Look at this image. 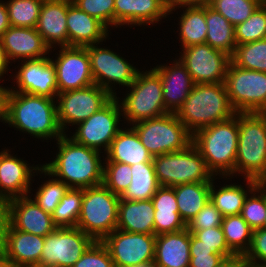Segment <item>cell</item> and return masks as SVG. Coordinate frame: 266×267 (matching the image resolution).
<instances>
[{
  "label": "cell",
  "mask_w": 266,
  "mask_h": 267,
  "mask_svg": "<svg viewBox=\"0 0 266 267\" xmlns=\"http://www.w3.org/2000/svg\"><path fill=\"white\" fill-rule=\"evenodd\" d=\"M58 145L56 159L43 165L39 171L61 177L64 180H58L69 188L85 189L103 184L104 166L98 150L79 144L65 134L58 139Z\"/></svg>",
  "instance_id": "6da1fadb"
},
{
  "label": "cell",
  "mask_w": 266,
  "mask_h": 267,
  "mask_svg": "<svg viewBox=\"0 0 266 267\" xmlns=\"http://www.w3.org/2000/svg\"><path fill=\"white\" fill-rule=\"evenodd\" d=\"M52 98L33 94L12 92L4 94V120L35 137L56 140L64 134L57 119V106Z\"/></svg>",
  "instance_id": "7a4b0ae2"
},
{
  "label": "cell",
  "mask_w": 266,
  "mask_h": 267,
  "mask_svg": "<svg viewBox=\"0 0 266 267\" xmlns=\"http://www.w3.org/2000/svg\"><path fill=\"white\" fill-rule=\"evenodd\" d=\"M175 114L192 134L201 128L237 116L224 83L194 84Z\"/></svg>",
  "instance_id": "3957f363"
},
{
  "label": "cell",
  "mask_w": 266,
  "mask_h": 267,
  "mask_svg": "<svg viewBox=\"0 0 266 267\" xmlns=\"http://www.w3.org/2000/svg\"><path fill=\"white\" fill-rule=\"evenodd\" d=\"M235 117L201 128L193 134L192 143L205 159L212 174L235 173L239 134L238 118Z\"/></svg>",
  "instance_id": "277c9868"
},
{
  "label": "cell",
  "mask_w": 266,
  "mask_h": 267,
  "mask_svg": "<svg viewBox=\"0 0 266 267\" xmlns=\"http://www.w3.org/2000/svg\"><path fill=\"white\" fill-rule=\"evenodd\" d=\"M238 145L235 173L245 172L250 179L260 181L266 175V115L237 113Z\"/></svg>",
  "instance_id": "5b68a950"
},
{
  "label": "cell",
  "mask_w": 266,
  "mask_h": 267,
  "mask_svg": "<svg viewBox=\"0 0 266 267\" xmlns=\"http://www.w3.org/2000/svg\"><path fill=\"white\" fill-rule=\"evenodd\" d=\"M120 196L104 184L83 189L77 226L95 241H102L117 228Z\"/></svg>",
  "instance_id": "8992f818"
},
{
  "label": "cell",
  "mask_w": 266,
  "mask_h": 267,
  "mask_svg": "<svg viewBox=\"0 0 266 267\" xmlns=\"http://www.w3.org/2000/svg\"><path fill=\"white\" fill-rule=\"evenodd\" d=\"M153 164L160 186L213 181L214 174L207 168L205 159L193 143L181 151L153 157Z\"/></svg>",
  "instance_id": "52a82bcc"
},
{
  "label": "cell",
  "mask_w": 266,
  "mask_h": 267,
  "mask_svg": "<svg viewBox=\"0 0 266 267\" xmlns=\"http://www.w3.org/2000/svg\"><path fill=\"white\" fill-rule=\"evenodd\" d=\"M137 123L135 126L133 124V128L152 157L181 151L192 144L193 134L175 113H167Z\"/></svg>",
  "instance_id": "ba28073f"
},
{
  "label": "cell",
  "mask_w": 266,
  "mask_h": 267,
  "mask_svg": "<svg viewBox=\"0 0 266 267\" xmlns=\"http://www.w3.org/2000/svg\"><path fill=\"white\" fill-rule=\"evenodd\" d=\"M224 84L237 113L266 111V72L242 69L230 62Z\"/></svg>",
  "instance_id": "9c48e42d"
},
{
  "label": "cell",
  "mask_w": 266,
  "mask_h": 267,
  "mask_svg": "<svg viewBox=\"0 0 266 267\" xmlns=\"http://www.w3.org/2000/svg\"><path fill=\"white\" fill-rule=\"evenodd\" d=\"M129 87L132 90L121 104L129 121L137 123L170 113L165 108L160 75L154 69L145 74L139 71Z\"/></svg>",
  "instance_id": "30bf717a"
},
{
  "label": "cell",
  "mask_w": 266,
  "mask_h": 267,
  "mask_svg": "<svg viewBox=\"0 0 266 267\" xmlns=\"http://www.w3.org/2000/svg\"><path fill=\"white\" fill-rule=\"evenodd\" d=\"M95 240L78 227H61L44 237L39 266L73 267Z\"/></svg>",
  "instance_id": "8fae6325"
},
{
  "label": "cell",
  "mask_w": 266,
  "mask_h": 267,
  "mask_svg": "<svg viewBox=\"0 0 266 267\" xmlns=\"http://www.w3.org/2000/svg\"><path fill=\"white\" fill-rule=\"evenodd\" d=\"M156 235L115 229L101 242L107 247L115 267H133L154 261Z\"/></svg>",
  "instance_id": "7c38bea8"
},
{
  "label": "cell",
  "mask_w": 266,
  "mask_h": 267,
  "mask_svg": "<svg viewBox=\"0 0 266 267\" xmlns=\"http://www.w3.org/2000/svg\"><path fill=\"white\" fill-rule=\"evenodd\" d=\"M57 119L64 133L66 123L79 124L103 107L113 96L95 83L58 93Z\"/></svg>",
  "instance_id": "4fadbf2b"
},
{
  "label": "cell",
  "mask_w": 266,
  "mask_h": 267,
  "mask_svg": "<svg viewBox=\"0 0 266 267\" xmlns=\"http://www.w3.org/2000/svg\"><path fill=\"white\" fill-rule=\"evenodd\" d=\"M117 100V97L113 96L96 113L77 124L78 130L71 138L79 144L98 151L102 146L107 152L113 139L121 130L118 128L121 105Z\"/></svg>",
  "instance_id": "5bb4252c"
},
{
  "label": "cell",
  "mask_w": 266,
  "mask_h": 267,
  "mask_svg": "<svg viewBox=\"0 0 266 267\" xmlns=\"http://www.w3.org/2000/svg\"><path fill=\"white\" fill-rule=\"evenodd\" d=\"M183 49L180 61L194 84L224 83L231 56L206 43Z\"/></svg>",
  "instance_id": "9a60e30c"
},
{
  "label": "cell",
  "mask_w": 266,
  "mask_h": 267,
  "mask_svg": "<svg viewBox=\"0 0 266 267\" xmlns=\"http://www.w3.org/2000/svg\"><path fill=\"white\" fill-rule=\"evenodd\" d=\"M86 49L90 58L94 83L112 96H115V93L109 85L111 81L129 87L136 79L139 71L113 51L94 45L86 46Z\"/></svg>",
  "instance_id": "2e32d148"
},
{
  "label": "cell",
  "mask_w": 266,
  "mask_h": 267,
  "mask_svg": "<svg viewBox=\"0 0 266 267\" xmlns=\"http://www.w3.org/2000/svg\"><path fill=\"white\" fill-rule=\"evenodd\" d=\"M61 52L54 62L58 93L78 90L94 84L90 58L86 47H60Z\"/></svg>",
  "instance_id": "e0dca14e"
},
{
  "label": "cell",
  "mask_w": 266,
  "mask_h": 267,
  "mask_svg": "<svg viewBox=\"0 0 266 267\" xmlns=\"http://www.w3.org/2000/svg\"><path fill=\"white\" fill-rule=\"evenodd\" d=\"M5 208L9 224L16 230L45 237L58 228L52 215L46 213L27 195L6 201Z\"/></svg>",
  "instance_id": "ac0fdd59"
},
{
  "label": "cell",
  "mask_w": 266,
  "mask_h": 267,
  "mask_svg": "<svg viewBox=\"0 0 266 267\" xmlns=\"http://www.w3.org/2000/svg\"><path fill=\"white\" fill-rule=\"evenodd\" d=\"M15 77L20 91L12 92L52 99L58 94L56 68L50 58L26 60Z\"/></svg>",
  "instance_id": "d6986e66"
},
{
  "label": "cell",
  "mask_w": 266,
  "mask_h": 267,
  "mask_svg": "<svg viewBox=\"0 0 266 267\" xmlns=\"http://www.w3.org/2000/svg\"><path fill=\"white\" fill-rule=\"evenodd\" d=\"M0 42L9 59H42L50 50L36 28L10 26L0 37ZM49 49V50H48Z\"/></svg>",
  "instance_id": "ffe728a7"
},
{
  "label": "cell",
  "mask_w": 266,
  "mask_h": 267,
  "mask_svg": "<svg viewBox=\"0 0 266 267\" xmlns=\"http://www.w3.org/2000/svg\"><path fill=\"white\" fill-rule=\"evenodd\" d=\"M72 0H44L36 26L49 48L58 43L61 47L69 46L67 30L68 5Z\"/></svg>",
  "instance_id": "44dd1931"
},
{
  "label": "cell",
  "mask_w": 266,
  "mask_h": 267,
  "mask_svg": "<svg viewBox=\"0 0 266 267\" xmlns=\"http://www.w3.org/2000/svg\"><path fill=\"white\" fill-rule=\"evenodd\" d=\"M43 247L44 237L16 230L8 225L4 254L10 267L38 265Z\"/></svg>",
  "instance_id": "7402d4cb"
},
{
  "label": "cell",
  "mask_w": 266,
  "mask_h": 267,
  "mask_svg": "<svg viewBox=\"0 0 266 267\" xmlns=\"http://www.w3.org/2000/svg\"><path fill=\"white\" fill-rule=\"evenodd\" d=\"M154 70L160 75L165 108L176 113L194 86L189 72L181 61H176L172 67L159 66Z\"/></svg>",
  "instance_id": "603a6c76"
},
{
  "label": "cell",
  "mask_w": 266,
  "mask_h": 267,
  "mask_svg": "<svg viewBox=\"0 0 266 267\" xmlns=\"http://www.w3.org/2000/svg\"><path fill=\"white\" fill-rule=\"evenodd\" d=\"M24 161L11 156L8 151L0 153V197L6 202L10 199L26 196L29 192L32 170ZM3 191H6L3 193ZM7 193V194H6ZM18 194V195H16Z\"/></svg>",
  "instance_id": "cb8c5ba5"
},
{
  "label": "cell",
  "mask_w": 266,
  "mask_h": 267,
  "mask_svg": "<svg viewBox=\"0 0 266 267\" xmlns=\"http://www.w3.org/2000/svg\"><path fill=\"white\" fill-rule=\"evenodd\" d=\"M67 30L69 46L86 47L101 42L107 36V28L95 17L80 10L72 2L68 5Z\"/></svg>",
  "instance_id": "d4e9b609"
},
{
  "label": "cell",
  "mask_w": 266,
  "mask_h": 267,
  "mask_svg": "<svg viewBox=\"0 0 266 267\" xmlns=\"http://www.w3.org/2000/svg\"><path fill=\"white\" fill-rule=\"evenodd\" d=\"M167 13L169 7L163 0H115L114 25L156 23Z\"/></svg>",
  "instance_id": "484cf974"
},
{
  "label": "cell",
  "mask_w": 266,
  "mask_h": 267,
  "mask_svg": "<svg viewBox=\"0 0 266 267\" xmlns=\"http://www.w3.org/2000/svg\"><path fill=\"white\" fill-rule=\"evenodd\" d=\"M190 232L185 228L178 232L156 236V267H189L190 264Z\"/></svg>",
  "instance_id": "4316f807"
},
{
  "label": "cell",
  "mask_w": 266,
  "mask_h": 267,
  "mask_svg": "<svg viewBox=\"0 0 266 267\" xmlns=\"http://www.w3.org/2000/svg\"><path fill=\"white\" fill-rule=\"evenodd\" d=\"M154 205V235L178 232L187 225L179 215L173 187L160 186L151 198Z\"/></svg>",
  "instance_id": "83f0119b"
},
{
  "label": "cell",
  "mask_w": 266,
  "mask_h": 267,
  "mask_svg": "<svg viewBox=\"0 0 266 267\" xmlns=\"http://www.w3.org/2000/svg\"><path fill=\"white\" fill-rule=\"evenodd\" d=\"M154 205L152 200L120 199L117 228L125 232L154 234Z\"/></svg>",
  "instance_id": "f1b7e54d"
},
{
  "label": "cell",
  "mask_w": 266,
  "mask_h": 267,
  "mask_svg": "<svg viewBox=\"0 0 266 267\" xmlns=\"http://www.w3.org/2000/svg\"><path fill=\"white\" fill-rule=\"evenodd\" d=\"M107 153V162H121L134 165L153 162V157L142 144L133 127L120 130L113 139Z\"/></svg>",
  "instance_id": "f546056e"
},
{
  "label": "cell",
  "mask_w": 266,
  "mask_h": 267,
  "mask_svg": "<svg viewBox=\"0 0 266 267\" xmlns=\"http://www.w3.org/2000/svg\"><path fill=\"white\" fill-rule=\"evenodd\" d=\"M211 182H192L174 186L179 215L187 225L210 200Z\"/></svg>",
  "instance_id": "4dcf8cb0"
},
{
  "label": "cell",
  "mask_w": 266,
  "mask_h": 267,
  "mask_svg": "<svg viewBox=\"0 0 266 267\" xmlns=\"http://www.w3.org/2000/svg\"><path fill=\"white\" fill-rule=\"evenodd\" d=\"M206 24L208 31L205 43L232 56L237 46L235 27L210 6H206Z\"/></svg>",
  "instance_id": "1f68e13d"
},
{
  "label": "cell",
  "mask_w": 266,
  "mask_h": 267,
  "mask_svg": "<svg viewBox=\"0 0 266 267\" xmlns=\"http://www.w3.org/2000/svg\"><path fill=\"white\" fill-rule=\"evenodd\" d=\"M131 183L120 199L139 201L150 200L160 187L153 162L131 165Z\"/></svg>",
  "instance_id": "d6a6232c"
},
{
  "label": "cell",
  "mask_w": 266,
  "mask_h": 267,
  "mask_svg": "<svg viewBox=\"0 0 266 267\" xmlns=\"http://www.w3.org/2000/svg\"><path fill=\"white\" fill-rule=\"evenodd\" d=\"M180 19L183 48L205 44L207 35L206 6H188Z\"/></svg>",
  "instance_id": "836d02e7"
},
{
  "label": "cell",
  "mask_w": 266,
  "mask_h": 267,
  "mask_svg": "<svg viewBox=\"0 0 266 267\" xmlns=\"http://www.w3.org/2000/svg\"><path fill=\"white\" fill-rule=\"evenodd\" d=\"M222 229L229 249L236 256L243 257L250 247L254 230L240 214L224 216Z\"/></svg>",
  "instance_id": "e575fe53"
},
{
  "label": "cell",
  "mask_w": 266,
  "mask_h": 267,
  "mask_svg": "<svg viewBox=\"0 0 266 267\" xmlns=\"http://www.w3.org/2000/svg\"><path fill=\"white\" fill-rule=\"evenodd\" d=\"M231 62L242 69L266 72V38L237 45Z\"/></svg>",
  "instance_id": "d590c367"
},
{
  "label": "cell",
  "mask_w": 266,
  "mask_h": 267,
  "mask_svg": "<svg viewBox=\"0 0 266 267\" xmlns=\"http://www.w3.org/2000/svg\"><path fill=\"white\" fill-rule=\"evenodd\" d=\"M211 182L210 201L223 216L239 215L247 198V192L241 185H226L215 192Z\"/></svg>",
  "instance_id": "8d00e7d4"
},
{
  "label": "cell",
  "mask_w": 266,
  "mask_h": 267,
  "mask_svg": "<svg viewBox=\"0 0 266 267\" xmlns=\"http://www.w3.org/2000/svg\"><path fill=\"white\" fill-rule=\"evenodd\" d=\"M83 189L69 188L52 214L58 227H76L81 213Z\"/></svg>",
  "instance_id": "74e56055"
},
{
  "label": "cell",
  "mask_w": 266,
  "mask_h": 267,
  "mask_svg": "<svg viewBox=\"0 0 266 267\" xmlns=\"http://www.w3.org/2000/svg\"><path fill=\"white\" fill-rule=\"evenodd\" d=\"M44 0H10L6 3L10 26L36 28Z\"/></svg>",
  "instance_id": "f35d334b"
},
{
  "label": "cell",
  "mask_w": 266,
  "mask_h": 267,
  "mask_svg": "<svg viewBox=\"0 0 266 267\" xmlns=\"http://www.w3.org/2000/svg\"><path fill=\"white\" fill-rule=\"evenodd\" d=\"M265 0H213L210 7L234 27L245 22Z\"/></svg>",
  "instance_id": "ab89813d"
},
{
  "label": "cell",
  "mask_w": 266,
  "mask_h": 267,
  "mask_svg": "<svg viewBox=\"0 0 266 267\" xmlns=\"http://www.w3.org/2000/svg\"><path fill=\"white\" fill-rule=\"evenodd\" d=\"M247 181L251 187L250 191L258 192L260 190V195L256 197L254 193L253 197H247L240 215L253 230L261 229L266 215V190L255 179L247 178Z\"/></svg>",
  "instance_id": "60d3db41"
},
{
  "label": "cell",
  "mask_w": 266,
  "mask_h": 267,
  "mask_svg": "<svg viewBox=\"0 0 266 267\" xmlns=\"http://www.w3.org/2000/svg\"><path fill=\"white\" fill-rule=\"evenodd\" d=\"M237 45L254 42L266 38V0L243 23L235 26Z\"/></svg>",
  "instance_id": "b9f144b4"
},
{
  "label": "cell",
  "mask_w": 266,
  "mask_h": 267,
  "mask_svg": "<svg viewBox=\"0 0 266 267\" xmlns=\"http://www.w3.org/2000/svg\"><path fill=\"white\" fill-rule=\"evenodd\" d=\"M106 165L103 184L114 194L121 196L131 183V167L121 162H106Z\"/></svg>",
  "instance_id": "7bdbcfd3"
},
{
  "label": "cell",
  "mask_w": 266,
  "mask_h": 267,
  "mask_svg": "<svg viewBox=\"0 0 266 267\" xmlns=\"http://www.w3.org/2000/svg\"><path fill=\"white\" fill-rule=\"evenodd\" d=\"M69 187L58 179L44 183L35 196V202L46 213L53 214Z\"/></svg>",
  "instance_id": "ee69618b"
},
{
  "label": "cell",
  "mask_w": 266,
  "mask_h": 267,
  "mask_svg": "<svg viewBox=\"0 0 266 267\" xmlns=\"http://www.w3.org/2000/svg\"><path fill=\"white\" fill-rule=\"evenodd\" d=\"M72 3L88 15L95 17L106 27L114 25L115 0H72Z\"/></svg>",
  "instance_id": "f6af8a7d"
},
{
  "label": "cell",
  "mask_w": 266,
  "mask_h": 267,
  "mask_svg": "<svg viewBox=\"0 0 266 267\" xmlns=\"http://www.w3.org/2000/svg\"><path fill=\"white\" fill-rule=\"evenodd\" d=\"M201 244L211 247L216 253L223 255L225 258L236 256L228 247L222 226L207 228L203 230H189Z\"/></svg>",
  "instance_id": "bcb514c9"
},
{
  "label": "cell",
  "mask_w": 266,
  "mask_h": 267,
  "mask_svg": "<svg viewBox=\"0 0 266 267\" xmlns=\"http://www.w3.org/2000/svg\"><path fill=\"white\" fill-rule=\"evenodd\" d=\"M73 267H115L107 247L95 241Z\"/></svg>",
  "instance_id": "7dc6e473"
},
{
  "label": "cell",
  "mask_w": 266,
  "mask_h": 267,
  "mask_svg": "<svg viewBox=\"0 0 266 267\" xmlns=\"http://www.w3.org/2000/svg\"><path fill=\"white\" fill-rule=\"evenodd\" d=\"M223 215L209 200L206 205L187 224L188 230H203L222 226Z\"/></svg>",
  "instance_id": "c3c4849f"
},
{
  "label": "cell",
  "mask_w": 266,
  "mask_h": 267,
  "mask_svg": "<svg viewBox=\"0 0 266 267\" xmlns=\"http://www.w3.org/2000/svg\"><path fill=\"white\" fill-rule=\"evenodd\" d=\"M258 259L263 263H256ZM242 260L249 265L266 266V229L261 228L253 231L250 247Z\"/></svg>",
  "instance_id": "681fc988"
},
{
  "label": "cell",
  "mask_w": 266,
  "mask_h": 267,
  "mask_svg": "<svg viewBox=\"0 0 266 267\" xmlns=\"http://www.w3.org/2000/svg\"><path fill=\"white\" fill-rule=\"evenodd\" d=\"M224 259L221 254H190L189 267H215Z\"/></svg>",
  "instance_id": "f907efd6"
},
{
  "label": "cell",
  "mask_w": 266,
  "mask_h": 267,
  "mask_svg": "<svg viewBox=\"0 0 266 267\" xmlns=\"http://www.w3.org/2000/svg\"><path fill=\"white\" fill-rule=\"evenodd\" d=\"M9 225V218L5 205H0V254L5 251L6 231Z\"/></svg>",
  "instance_id": "816d5d0a"
},
{
  "label": "cell",
  "mask_w": 266,
  "mask_h": 267,
  "mask_svg": "<svg viewBox=\"0 0 266 267\" xmlns=\"http://www.w3.org/2000/svg\"><path fill=\"white\" fill-rule=\"evenodd\" d=\"M190 254H219L216 253L211 247L201 244V241L197 239L192 233H190Z\"/></svg>",
  "instance_id": "f5cc1de1"
},
{
  "label": "cell",
  "mask_w": 266,
  "mask_h": 267,
  "mask_svg": "<svg viewBox=\"0 0 266 267\" xmlns=\"http://www.w3.org/2000/svg\"><path fill=\"white\" fill-rule=\"evenodd\" d=\"M10 27L8 12L5 3H0V37Z\"/></svg>",
  "instance_id": "db71d44e"
},
{
  "label": "cell",
  "mask_w": 266,
  "mask_h": 267,
  "mask_svg": "<svg viewBox=\"0 0 266 267\" xmlns=\"http://www.w3.org/2000/svg\"><path fill=\"white\" fill-rule=\"evenodd\" d=\"M243 262L242 257L231 256L225 258L221 263L215 267H238Z\"/></svg>",
  "instance_id": "11a10c76"
},
{
  "label": "cell",
  "mask_w": 266,
  "mask_h": 267,
  "mask_svg": "<svg viewBox=\"0 0 266 267\" xmlns=\"http://www.w3.org/2000/svg\"><path fill=\"white\" fill-rule=\"evenodd\" d=\"M213 0H178L181 6H210Z\"/></svg>",
  "instance_id": "9f6ffc18"
},
{
  "label": "cell",
  "mask_w": 266,
  "mask_h": 267,
  "mask_svg": "<svg viewBox=\"0 0 266 267\" xmlns=\"http://www.w3.org/2000/svg\"><path fill=\"white\" fill-rule=\"evenodd\" d=\"M8 63L10 62L0 42V78H1V75H3L5 71H7Z\"/></svg>",
  "instance_id": "6f0895ef"
},
{
  "label": "cell",
  "mask_w": 266,
  "mask_h": 267,
  "mask_svg": "<svg viewBox=\"0 0 266 267\" xmlns=\"http://www.w3.org/2000/svg\"><path fill=\"white\" fill-rule=\"evenodd\" d=\"M6 89L0 86V120H4V94Z\"/></svg>",
  "instance_id": "680465c9"
},
{
  "label": "cell",
  "mask_w": 266,
  "mask_h": 267,
  "mask_svg": "<svg viewBox=\"0 0 266 267\" xmlns=\"http://www.w3.org/2000/svg\"><path fill=\"white\" fill-rule=\"evenodd\" d=\"M0 267H10L9 261L4 253L0 254Z\"/></svg>",
  "instance_id": "91938a15"
},
{
  "label": "cell",
  "mask_w": 266,
  "mask_h": 267,
  "mask_svg": "<svg viewBox=\"0 0 266 267\" xmlns=\"http://www.w3.org/2000/svg\"><path fill=\"white\" fill-rule=\"evenodd\" d=\"M169 7V12L175 9V6L178 5V0H163Z\"/></svg>",
  "instance_id": "94428289"
},
{
  "label": "cell",
  "mask_w": 266,
  "mask_h": 267,
  "mask_svg": "<svg viewBox=\"0 0 266 267\" xmlns=\"http://www.w3.org/2000/svg\"><path fill=\"white\" fill-rule=\"evenodd\" d=\"M133 267H156L154 261L148 262V263H142L139 265H135Z\"/></svg>",
  "instance_id": "6125c7cd"
},
{
  "label": "cell",
  "mask_w": 266,
  "mask_h": 267,
  "mask_svg": "<svg viewBox=\"0 0 266 267\" xmlns=\"http://www.w3.org/2000/svg\"><path fill=\"white\" fill-rule=\"evenodd\" d=\"M259 184L266 189V175L259 181Z\"/></svg>",
  "instance_id": "be15d7a7"
},
{
  "label": "cell",
  "mask_w": 266,
  "mask_h": 267,
  "mask_svg": "<svg viewBox=\"0 0 266 267\" xmlns=\"http://www.w3.org/2000/svg\"><path fill=\"white\" fill-rule=\"evenodd\" d=\"M238 267H263V266H253L242 262Z\"/></svg>",
  "instance_id": "e7e4bbea"
},
{
  "label": "cell",
  "mask_w": 266,
  "mask_h": 267,
  "mask_svg": "<svg viewBox=\"0 0 266 267\" xmlns=\"http://www.w3.org/2000/svg\"><path fill=\"white\" fill-rule=\"evenodd\" d=\"M0 205H5V201L0 197Z\"/></svg>",
  "instance_id": "03108f58"
},
{
  "label": "cell",
  "mask_w": 266,
  "mask_h": 267,
  "mask_svg": "<svg viewBox=\"0 0 266 267\" xmlns=\"http://www.w3.org/2000/svg\"><path fill=\"white\" fill-rule=\"evenodd\" d=\"M263 229H266V215H265V222H264V224H263V227H262Z\"/></svg>",
  "instance_id": "003e7915"
},
{
  "label": "cell",
  "mask_w": 266,
  "mask_h": 267,
  "mask_svg": "<svg viewBox=\"0 0 266 267\" xmlns=\"http://www.w3.org/2000/svg\"><path fill=\"white\" fill-rule=\"evenodd\" d=\"M24 267H43V266L33 265V266H24Z\"/></svg>",
  "instance_id": "a7ac6f4b"
}]
</instances>
